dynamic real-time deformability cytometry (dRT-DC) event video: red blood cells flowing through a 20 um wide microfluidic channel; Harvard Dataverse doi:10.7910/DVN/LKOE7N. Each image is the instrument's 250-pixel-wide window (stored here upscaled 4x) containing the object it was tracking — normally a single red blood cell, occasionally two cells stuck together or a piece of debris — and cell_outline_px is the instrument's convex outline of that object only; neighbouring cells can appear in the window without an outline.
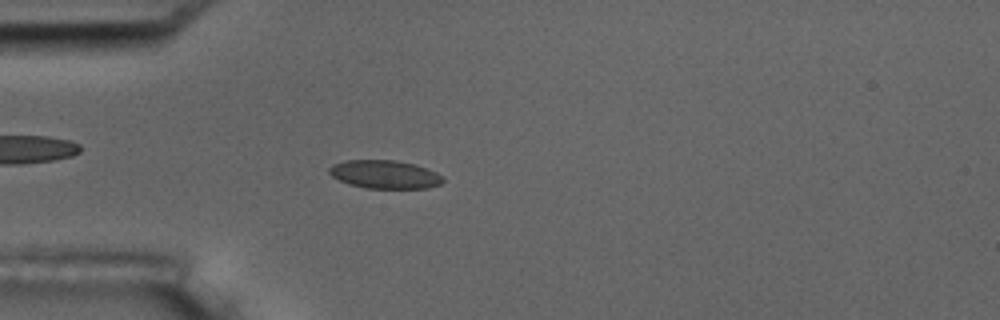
{"species": "common noctule bat (a hibernating species)", "species_latin": "Nyctalus noctula", "temperature_condition": "room temperature", "stored_images_in_passage": 2, "camera_frame_rate_fps": 3000, "um_per_image_px": 0.085, "animal": {"sex": "male", "body_mass_g": 17.5, "forearm_length_mm": 52.3}, "frame": {"image": 1, "passage_image": 2, "time_ms": 1.0, "image_size_px": [1000, 320], "cell_outline_px": [[444, 180], [440, 184], [428, 188], [368, 188], [348, 184], [332, 176], [328, 172], [328, 168], [332, 164], [344, 160], [396, 160], [416, 164], [436, 172], [444, 176]], "centroid_in_image_um": [32.71, 14.81], "position_along_channel_um": 52.3, "area_um2": 18.9}}